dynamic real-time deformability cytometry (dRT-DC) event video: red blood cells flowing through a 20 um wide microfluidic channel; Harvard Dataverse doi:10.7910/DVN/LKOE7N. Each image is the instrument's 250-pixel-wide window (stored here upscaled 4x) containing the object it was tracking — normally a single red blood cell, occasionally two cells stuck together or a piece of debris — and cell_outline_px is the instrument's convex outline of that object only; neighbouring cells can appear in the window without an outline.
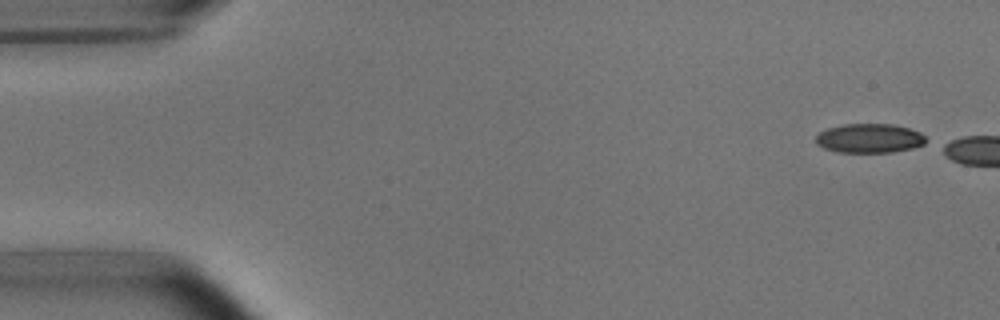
{"species": "common noctule bat (a hibernating species)", "species_latin": "Nyctalus noctula", "temperature_condition": "room temperature", "stored_images_in_passage": 2, "camera_frame_rate_fps": 3000, "um_per_image_px": 0.085, "animal": {"sex": "male", "body_mass_g": 15.6}, "frame": {"image": 1, "passage_image": 1, "time_ms": 0.0, "image_size_px": [1000, 320], "cell_outline_px": [[928, 140], [924, 144], [912, 148], [892, 152], [836, 152], [824, 148], [816, 144], [816, 136], [820, 132], [828, 128], [844, 124], [892, 124], [908, 128], [920, 132]], "centroid_in_image_um": [73.9, 11.75], "position_along_channel_um": 11.1, "area_um2": 18.73}}